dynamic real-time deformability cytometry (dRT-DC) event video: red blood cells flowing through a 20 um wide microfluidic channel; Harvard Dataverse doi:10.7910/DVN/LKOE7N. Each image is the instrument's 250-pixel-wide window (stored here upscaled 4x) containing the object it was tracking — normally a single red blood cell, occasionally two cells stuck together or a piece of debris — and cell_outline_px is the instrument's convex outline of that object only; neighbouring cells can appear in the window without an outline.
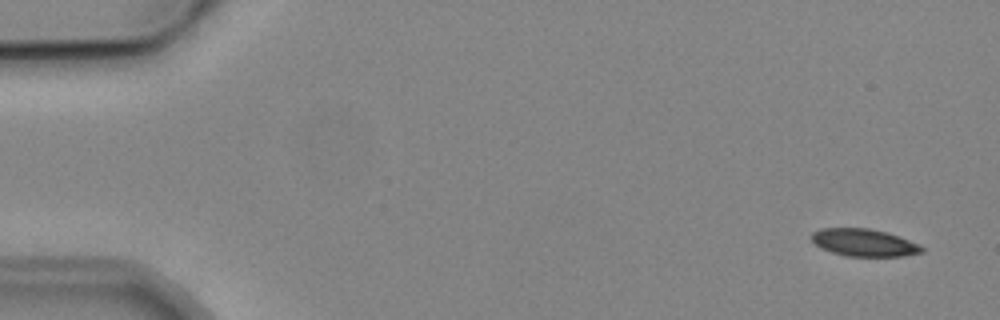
{"species": "common noctule bat (a hibernating species)", "species_latin": "Nyctalus noctula", "temperature_condition": "cold", "stored_images_in_passage": 5, "camera_frame_rate_fps": 3000, "um_per_image_px": 0.085, "animal": {"sex": "male", "body_mass_g": 19.2, "forearm_length_mm": 51.8}, "frame": {"image": 1, "passage_image": 1, "time_ms": 0.0, "image_size_px": [1000, 320], "cell_outline_px": [[924, 252], [904, 256], [848, 256], [832, 252], [820, 248], [812, 240], [812, 232], [820, 228], [868, 228], [888, 232], [920, 244], [924, 248]], "centroid_in_image_um": [73.47, 20.62], "position_along_channel_um": 11.5, "area_um2": 17.69}}
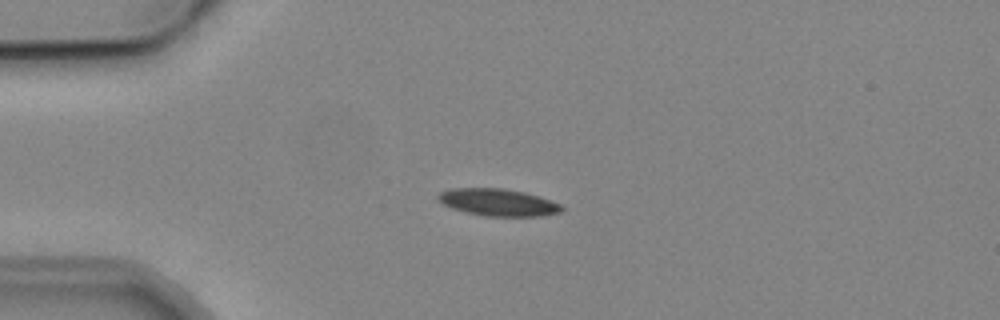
{"frame": {"image": 2, "passage_image": 4, "time_ms": 3.667, "image_size_px": [1000, 320], "cell_outline_px": [[564, 208], [560, 212], [540, 216], [484, 216], [452, 208], [436, 200], [436, 196], [440, 192], [448, 188], [504, 188], [524, 192], [540, 196], [560, 204]], "centroid_in_image_um": [42.31, 17.19], "position_along_channel_um": 42.7, "area_um2": 19.59}}